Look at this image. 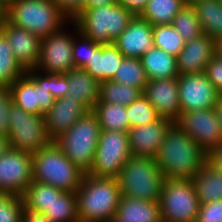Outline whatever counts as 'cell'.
Segmentation results:
<instances>
[{"instance_id": "cell-25", "label": "cell", "mask_w": 222, "mask_h": 222, "mask_svg": "<svg viewBox=\"0 0 222 222\" xmlns=\"http://www.w3.org/2000/svg\"><path fill=\"white\" fill-rule=\"evenodd\" d=\"M199 203L222 200V171L208 160L192 179Z\"/></svg>"}, {"instance_id": "cell-7", "label": "cell", "mask_w": 222, "mask_h": 222, "mask_svg": "<svg viewBox=\"0 0 222 222\" xmlns=\"http://www.w3.org/2000/svg\"><path fill=\"white\" fill-rule=\"evenodd\" d=\"M117 180L122 196L159 202L165 177L155 158L131 155Z\"/></svg>"}, {"instance_id": "cell-38", "label": "cell", "mask_w": 222, "mask_h": 222, "mask_svg": "<svg viewBox=\"0 0 222 222\" xmlns=\"http://www.w3.org/2000/svg\"><path fill=\"white\" fill-rule=\"evenodd\" d=\"M24 211L22 197L0 193V222H23Z\"/></svg>"}, {"instance_id": "cell-14", "label": "cell", "mask_w": 222, "mask_h": 222, "mask_svg": "<svg viewBox=\"0 0 222 222\" xmlns=\"http://www.w3.org/2000/svg\"><path fill=\"white\" fill-rule=\"evenodd\" d=\"M73 36L61 29L42 38L40 57L35 70H45L47 73L67 74L75 68L72 57Z\"/></svg>"}, {"instance_id": "cell-1", "label": "cell", "mask_w": 222, "mask_h": 222, "mask_svg": "<svg viewBox=\"0 0 222 222\" xmlns=\"http://www.w3.org/2000/svg\"><path fill=\"white\" fill-rule=\"evenodd\" d=\"M207 156L208 154L174 122L155 156V162L165 179L192 180L207 161Z\"/></svg>"}, {"instance_id": "cell-19", "label": "cell", "mask_w": 222, "mask_h": 222, "mask_svg": "<svg viewBox=\"0 0 222 222\" xmlns=\"http://www.w3.org/2000/svg\"><path fill=\"white\" fill-rule=\"evenodd\" d=\"M113 44L124 57L141 58L154 47L153 26L140 15H135Z\"/></svg>"}, {"instance_id": "cell-30", "label": "cell", "mask_w": 222, "mask_h": 222, "mask_svg": "<svg viewBox=\"0 0 222 222\" xmlns=\"http://www.w3.org/2000/svg\"><path fill=\"white\" fill-rule=\"evenodd\" d=\"M62 192L52 185L33 181L21 197L26 211L44 214L49 210L55 196H59Z\"/></svg>"}, {"instance_id": "cell-42", "label": "cell", "mask_w": 222, "mask_h": 222, "mask_svg": "<svg viewBox=\"0 0 222 222\" xmlns=\"http://www.w3.org/2000/svg\"><path fill=\"white\" fill-rule=\"evenodd\" d=\"M205 74L213 84L216 92L222 95V58L215 54L208 62Z\"/></svg>"}, {"instance_id": "cell-39", "label": "cell", "mask_w": 222, "mask_h": 222, "mask_svg": "<svg viewBox=\"0 0 222 222\" xmlns=\"http://www.w3.org/2000/svg\"><path fill=\"white\" fill-rule=\"evenodd\" d=\"M81 41L83 44H78L76 40H73L72 57L75 68L84 69L89 63L92 52H94L101 44L94 42L92 39L81 34Z\"/></svg>"}, {"instance_id": "cell-17", "label": "cell", "mask_w": 222, "mask_h": 222, "mask_svg": "<svg viewBox=\"0 0 222 222\" xmlns=\"http://www.w3.org/2000/svg\"><path fill=\"white\" fill-rule=\"evenodd\" d=\"M161 118L176 122L180 115L178 79L148 80L142 93Z\"/></svg>"}, {"instance_id": "cell-46", "label": "cell", "mask_w": 222, "mask_h": 222, "mask_svg": "<svg viewBox=\"0 0 222 222\" xmlns=\"http://www.w3.org/2000/svg\"><path fill=\"white\" fill-rule=\"evenodd\" d=\"M207 160L222 171V142L208 154Z\"/></svg>"}, {"instance_id": "cell-37", "label": "cell", "mask_w": 222, "mask_h": 222, "mask_svg": "<svg viewBox=\"0 0 222 222\" xmlns=\"http://www.w3.org/2000/svg\"><path fill=\"white\" fill-rule=\"evenodd\" d=\"M126 112L130 121V128L150 124L160 118L155 108L143 94L126 106Z\"/></svg>"}, {"instance_id": "cell-52", "label": "cell", "mask_w": 222, "mask_h": 222, "mask_svg": "<svg viewBox=\"0 0 222 222\" xmlns=\"http://www.w3.org/2000/svg\"><path fill=\"white\" fill-rule=\"evenodd\" d=\"M11 0H0V8L3 9Z\"/></svg>"}, {"instance_id": "cell-3", "label": "cell", "mask_w": 222, "mask_h": 222, "mask_svg": "<svg viewBox=\"0 0 222 222\" xmlns=\"http://www.w3.org/2000/svg\"><path fill=\"white\" fill-rule=\"evenodd\" d=\"M1 14L13 25L41 39L63 30L66 19L51 0H11Z\"/></svg>"}, {"instance_id": "cell-49", "label": "cell", "mask_w": 222, "mask_h": 222, "mask_svg": "<svg viewBox=\"0 0 222 222\" xmlns=\"http://www.w3.org/2000/svg\"><path fill=\"white\" fill-rule=\"evenodd\" d=\"M214 110L216 112L217 119L220 124L221 131H222V95H219L218 99L216 100Z\"/></svg>"}, {"instance_id": "cell-23", "label": "cell", "mask_w": 222, "mask_h": 222, "mask_svg": "<svg viewBox=\"0 0 222 222\" xmlns=\"http://www.w3.org/2000/svg\"><path fill=\"white\" fill-rule=\"evenodd\" d=\"M124 56L114 44L100 45L84 67L98 82L111 81L123 61Z\"/></svg>"}, {"instance_id": "cell-13", "label": "cell", "mask_w": 222, "mask_h": 222, "mask_svg": "<svg viewBox=\"0 0 222 222\" xmlns=\"http://www.w3.org/2000/svg\"><path fill=\"white\" fill-rule=\"evenodd\" d=\"M209 154L222 142V131L214 108L182 112L175 122Z\"/></svg>"}, {"instance_id": "cell-31", "label": "cell", "mask_w": 222, "mask_h": 222, "mask_svg": "<svg viewBox=\"0 0 222 222\" xmlns=\"http://www.w3.org/2000/svg\"><path fill=\"white\" fill-rule=\"evenodd\" d=\"M26 73L13 55L11 45L0 30V87H10L14 81Z\"/></svg>"}, {"instance_id": "cell-10", "label": "cell", "mask_w": 222, "mask_h": 222, "mask_svg": "<svg viewBox=\"0 0 222 222\" xmlns=\"http://www.w3.org/2000/svg\"><path fill=\"white\" fill-rule=\"evenodd\" d=\"M131 156L128 132L101 130L89 175L115 178Z\"/></svg>"}, {"instance_id": "cell-34", "label": "cell", "mask_w": 222, "mask_h": 222, "mask_svg": "<svg viewBox=\"0 0 222 222\" xmlns=\"http://www.w3.org/2000/svg\"><path fill=\"white\" fill-rule=\"evenodd\" d=\"M142 92L135 87L104 81L100 85V98L98 102H107L128 106L133 103Z\"/></svg>"}, {"instance_id": "cell-32", "label": "cell", "mask_w": 222, "mask_h": 222, "mask_svg": "<svg viewBox=\"0 0 222 222\" xmlns=\"http://www.w3.org/2000/svg\"><path fill=\"white\" fill-rule=\"evenodd\" d=\"M111 81L138 88L143 93L148 78L141 59L124 57Z\"/></svg>"}, {"instance_id": "cell-36", "label": "cell", "mask_w": 222, "mask_h": 222, "mask_svg": "<svg viewBox=\"0 0 222 222\" xmlns=\"http://www.w3.org/2000/svg\"><path fill=\"white\" fill-rule=\"evenodd\" d=\"M154 47L177 57L184 48L182 36L170 25L153 26Z\"/></svg>"}, {"instance_id": "cell-15", "label": "cell", "mask_w": 222, "mask_h": 222, "mask_svg": "<svg viewBox=\"0 0 222 222\" xmlns=\"http://www.w3.org/2000/svg\"><path fill=\"white\" fill-rule=\"evenodd\" d=\"M177 79L181 113L214 108L219 94L205 72L178 75Z\"/></svg>"}, {"instance_id": "cell-47", "label": "cell", "mask_w": 222, "mask_h": 222, "mask_svg": "<svg viewBox=\"0 0 222 222\" xmlns=\"http://www.w3.org/2000/svg\"><path fill=\"white\" fill-rule=\"evenodd\" d=\"M23 222H52L43 213L24 211Z\"/></svg>"}, {"instance_id": "cell-54", "label": "cell", "mask_w": 222, "mask_h": 222, "mask_svg": "<svg viewBox=\"0 0 222 222\" xmlns=\"http://www.w3.org/2000/svg\"><path fill=\"white\" fill-rule=\"evenodd\" d=\"M188 4H191L192 2H194L195 0H186Z\"/></svg>"}, {"instance_id": "cell-29", "label": "cell", "mask_w": 222, "mask_h": 222, "mask_svg": "<svg viewBox=\"0 0 222 222\" xmlns=\"http://www.w3.org/2000/svg\"><path fill=\"white\" fill-rule=\"evenodd\" d=\"M186 4V0H148L140 16L152 26L170 25Z\"/></svg>"}, {"instance_id": "cell-4", "label": "cell", "mask_w": 222, "mask_h": 222, "mask_svg": "<svg viewBox=\"0 0 222 222\" xmlns=\"http://www.w3.org/2000/svg\"><path fill=\"white\" fill-rule=\"evenodd\" d=\"M135 15L119 3L85 8L74 20L78 32L101 45L113 44Z\"/></svg>"}, {"instance_id": "cell-51", "label": "cell", "mask_w": 222, "mask_h": 222, "mask_svg": "<svg viewBox=\"0 0 222 222\" xmlns=\"http://www.w3.org/2000/svg\"><path fill=\"white\" fill-rule=\"evenodd\" d=\"M215 53L222 58V39L216 41Z\"/></svg>"}, {"instance_id": "cell-5", "label": "cell", "mask_w": 222, "mask_h": 222, "mask_svg": "<svg viewBox=\"0 0 222 222\" xmlns=\"http://www.w3.org/2000/svg\"><path fill=\"white\" fill-rule=\"evenodd\" d=\"M101 128L97 115L91 110L53 142L82 172L92 169Z\"/></svg>"}, {"instance_id": "cell-6", "label": "cell", "mask_w": 222, "mask_h": 222, "mask_svg": "<svg viewBox=\"0 0 222 222\" xmlns=\"http://www.w3.org/2000/svg\"><path fill=\"white\" fill-rule=\"evenodd\" d=\"M32 171L34 182L52 185L65 192H76L85 174L54 142L32 154Z\"/></svg>"}, {"instance_id": "cell-21", "label": "cell", "mask_w": 222, "mask_h": 222, "mask_svg": "<svg viewBox=\"0 0 222 222\" xmlns=\"http://www.w3.org/2000/svg\"><path fill=\"white\" fill-rule=\"evenodd\" d=\"M215 49L216 42L206 34L186 42L176 57L178 75L205 72Z\"/></svg>"}, {"instance_id": "cell-48", "label": "cell", "mask_w": 222, "mask_h": 222, "mask_svg": "<svg viewBox=\"0 0 222 222\" xmlns=\"http://www.w3.org/2000/svg\"><path fill=\"white\" fill-rule=\"evenodd\" d=\"M110 3H117V0H85V8L97 7Z\"/></svg>"}, {"instance_id": "cell-18", "label": "cell", "mask_w": 222, "mask_h": 222, "mask_svg": "<svg viewBox=\"0 0 222 222\" xmlns=\"http://www.w3.org/2000/svg\"><path fill=\"white\" fill-rule=\"evenodd\" d=\"M173 123L167 118L160 117L153 123L131 127L128 131L131 155L155 158Z\"/></svg>"}, {"instance_id": "cell-20", "label": "cell", "mask_w": 222, "mask_h": 222, "mask_svg": "<svg viewBox=\"0 0 222 222\" xmlns=\"http://www.w3.org/2000/svg\"><path fill=\"white\" fill-rule=\"evenodd\" d=\"M89 110L77 100L68 96L54 100L44 115L48 136L54 140L70 129Z\"/></svg>"}, {"instance_id": "cell-8", "label": "cell", "mask_w": 222, "mask_h": 222, "mask_svg": "<svg viewBox=\"0 0 222 222\" xmlns=\"http://www.w3.org/2000/svg\"><path fill=\"white\" fill-rule=\"evenodd\" d=\"M159 204L162 222H196L200 203L192 180L165 179Z\"/></svg>"}, {"instance_id": "cell-45", "label": "cell", "mask_w": 222, "mask_h": 222, "mask_svg": "<svg viewBox=\"0 0 222 222\" xmlns=\"http://www.w3.org/2000/svg\"><path fill=\"white\" fill-rule=\"evenodd\" d=\"M148 0H117V3L127 8L134 15H140L145 9Z\"/></svg>"}, {"instance_id": "cell-33", "label": "cell", "mask_w": 222, "mask_h": 222, "mask_svg": "<svg viewBox=\"0 0 222 222\" xmlns=\"http://www.w3.org/2000/svg\"><path fill=\"white\" fill-rule=\"evenodd\" d=\"M44 215L52 222H79L76 192L63 191L59 196H55Z\"/></svg>"}, {"instance_id": "cell-41", "label": "cell", "mask_w": 222, "mask_h": 222, "mask_svg": "<svg viewBox=\"0 0 222 222\" xmlns=\"http://www.w3.org/2000/svg\"><path fill=\"white\" fill-rule=\"evenodd\" d=\"M196 222H222V200L200 204Z\"/></svg>"}, {"instance_id": "cell-28", "label": "cell", "mask_w": 222, "mask_h": 222, "mask_svg": "<svg viewBox=\"0 0 222 222\" xmlns=\"http://www.w3.org/2000/svg\"><path fill=\"white\" fill-rule=\"evenodd\" d=\"M92 111L97 115L101 130L129 131L130 121L126 112V106L107 102H97Z\"/></svg>"}, {"instance_id": "cell-12", "label": "cell", "mask_w": 222, "mask_h": 222, "mask_svg": "<svg viewBox=\"0 0 222 222\" xmlns=\"http://www.w3.org/2000/svg\"><path fill=\"white\" fill-rule=\"evenodd\" d=\"M32 182V154L9 147L0 156V193L21 197Z\"/></svg>"}, {"instance_id": "cell-53", "label": "cell", "mask_w": 222, "mask_h": 222, "mask_svg": "<svg viewBox=\"0 0 222 222\" xmlns=\"http://www.w3.org/2000/svg\"><path fill=\"white\" fill-rule=\"evenodd\" d=\"M108 222H127V220H123L120 218H117L116 216L114 218H112L110 221Z\"/></svg>"}, {"instance_id": "cell-11", "label": "cell", "mask_w": 222, "mask_h": 222, "mask_svg": "<svg viewBox=\"0 0 222 222\" xmlns=\"http://www.w3.org/2000/svg\"><path fill=\"white\" fill-rule=\"evenodd\" d=\"M35 71L26 70L25 74L12 83L10 89L14 105L25 112L44 116L55 99L49 88V73L38 76Z\"/></svg>"}, {"instance_id": "cell-9", "label": "cell", "mask_w": 222, "mask_h": 222, "mask_svg": "<svg viewBox=\"0 0 222 222\" xmlns=\"http://www.w3.org/2000/svg\"><path fill=\"white\" fill-rule=\"evenodd\" d=\"M7 136L9 147L31 154L49 146L53 140L48 136L44 116L25 112L13 104Z\"/></svg>"}, {"instance_id": "cell-35", "label": "cell", "mask_w": 222, "mask_h": 222, "mask_svg": "<svg viewBox=\"0 0 222 222\" xmlns=\"http://www.w3.org/2000/svg\"><path fill=\"white\" fill-rule=\"evenodd\" d=\"M171 25L182 36L185 43L204 34L195 8L188 3L173 18Z\"/></svg>"}, {"instance_id": "cell-2", "label": "cell", "mask_w": 222, "mask_h": 222, "mask_svg": "<svg viewBox=\"0 0 222 222\" xmlns=\"http://www.w3.org/2000/svg\"><path fill=\"white\" fill-rule=\"evenodd\" d=\"M118 180L84 174L76 190L79 222H108L117 214L121 199Z\"/></svg>"}, {"instance_id": "cell-43", "label": "cell", "mask_w": 222, "mask_h": 222, "mask_svg": "<svg viewBox=\"0 0 222 222\" xmlns=\"http://www.w3.org/2000/svg\"><path fill=\"white\" fill-rule=\"evenodd\" d=\"M66 17L75 19L84 9L85 0H51Z\"/></svg>"}, {"instance_id": "cell-26", "label": "cell", "mask_w": 222, "mask_h": 222, "mask_svg": "<svg viewBox=\"0 0 222 222\" xmlns=\"http://www.w3.org/2000/svg\"><path fill=\"white\" fill-rule=\"evenodd\" d=\"M140 59L148 80L178 77L176 57L162 49L153 47Z\"/></svg>"}, {"instance_id": "cell-40", "label": "cell", "mask_w": 222, "mask_h": 222, "mask_svg": "<svg viewBox=\"0 0 222 222\" xmlns=\"http://www.w3.org/2000/svg\"><path fill=\"white\" fill-rule=\"evenodd\" d=\"M13 104L10 87H0V134L5 136L9 134V118Z\"/></svg>"}, {"instance_id": "cell-16", "label": "cell", "mask_w": 222, "mask_h": 222, "mask_svg": "<svg viewBox=\"0 0 222 222\" xmlns=\"http://www.w3.org/2000/svg\"><path fill=\"white\" fill-rule=\"evenodd\" d=\"M0 30L7 37L14 57L25 69H35L40 57L41 38L10 23L0 13Z\"/></svg>"}, {"instance_id": "cell-27", "label": "cell", "mask_w": 222, "mask_h": 222, "mask_svg": "<svg viewBox=\"0 0 222 222\" xmlns=\"http://www.w3.org/2000/svg\"><path fill=\"white\" fill-rule=\"evenodd\" d=\"M195 8L202 31L215 42L222 39V2L220 0H195Z\"/></svg>"}, {"instance_id": "cell-24", "label": "cell", "mask_w": 222, "mask_h": 222, "mask_svg": "<svg viewBox=\"0 0 222 222\" xmlns=\"http://www.w3.org/2000/svg\"><path fill=\"white\" fill-rule=\"evenodd\" d=\"M116 217L127 222H162L159 202L127 196H121Z\"/></svg>"}, {"instance_id": "cell-50", "label": "cell", "mask_w": 222, "mask_h": 222, "mask_svg": "<svg viewBox=\"0 0 222 222\" xmlns=\"http://www.w3.org/2000/svg\"><path fill=\"white\" fill-rule=\"evenodd\" d=\"M9 148L7 136L0 134V156Z\"/></svg>"}, {"instance_id": "cell-44", "label": "cell", "mask_w": 222, "mask_h": 222, "mask_svg": "<svg viewBox=\"0 0 222 222\" xmlns=\"http://www.w3.org/2000/svg\"><path fill=\"white\" fill-rule=\"evenodd\" d=\"M49 88L55 100L65 97L67 92V74L49 73Z\"/></svg>"}, {"instance_id": "cell-22", "label": "cell", "mask_w": 222, "mask_h": 222, "mask_svg": "<svg viewBox=\"0 0 222 222\" xmlns=\"http://www.w3.org/2000/svg\"><path fill=\"white\" fill-rule=\"evenodd\" d=\"M100 85L86 70L74 68L67 73L66 96L77 100L91 111L100 98Z\"/></svg>"}]
</instances>
